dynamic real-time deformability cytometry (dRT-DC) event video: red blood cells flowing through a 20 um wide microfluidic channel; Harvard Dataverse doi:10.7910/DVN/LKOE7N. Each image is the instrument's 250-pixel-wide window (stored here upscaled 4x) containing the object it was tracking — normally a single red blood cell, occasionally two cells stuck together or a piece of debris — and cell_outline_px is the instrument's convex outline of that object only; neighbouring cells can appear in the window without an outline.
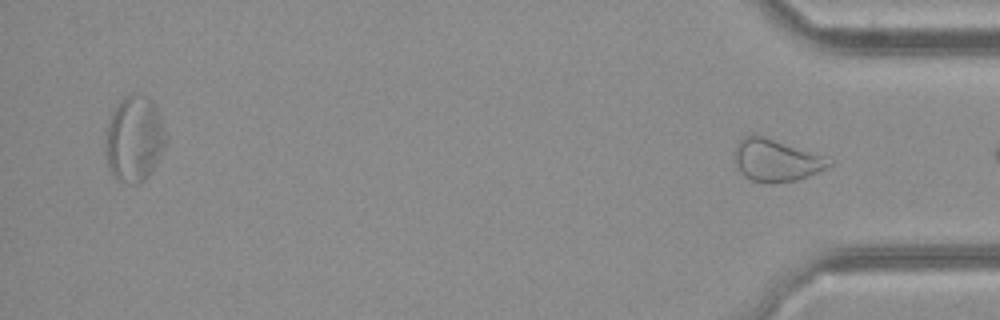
{"species": "common noctule bat (a hibernating species)", "species_latin": "Nyctalus noctula", "temperature_condition": "cold", "stored_images_in_passage": 25, "segment_of_instrument_passage": [2, 2], "camera_frame_rate_fps": 3000, "um_per_image_px": 0.085, "animal": {"sex": "female", "body_mass_g": 21.9}, "frame": {"image": 1, "passage_image": 25, "time_ms": 8.0, "image_size_px": [1000, 320], "cell_outline_px": [[832, 164], [808, 176], [796, 180], [772, 184], [768, 184], [752, 180], [744, 176], [740, 172], [732, 160], [732, 152], [736, 144], [744, 136], [760, 136], [824, 156], [832, 160]], "centroid_in_image_um": [65.88, 13.66], "position_along_channel_um": 369.3, "area_um2": 23.0}}